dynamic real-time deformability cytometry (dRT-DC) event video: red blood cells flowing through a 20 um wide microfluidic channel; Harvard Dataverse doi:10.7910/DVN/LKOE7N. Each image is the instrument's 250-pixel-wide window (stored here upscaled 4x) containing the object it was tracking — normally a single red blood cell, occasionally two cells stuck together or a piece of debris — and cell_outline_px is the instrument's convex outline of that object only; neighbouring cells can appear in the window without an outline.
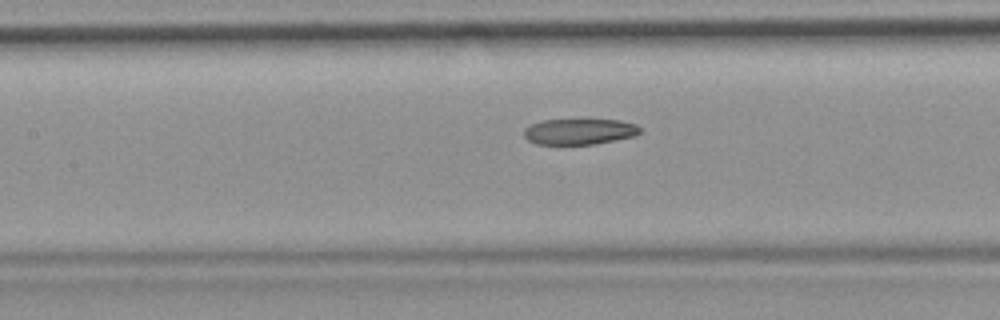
{"species": "common noctule bat (a hibernating species)", "species_latin": "Nyctalus noctula", "temperature_condition": "room temperature", "stored_images_in_passage": 35, "camera_frame_rate_fps": 3000, "um_per_image_px": 0.085, "animal": {"sex": "female", "body_mass_g": 19.9}, "frame": {"image": 1, "passage_image": 16, "time_ms": 5.0, "image_size_px": [1000, 320], "cell_outline_px": [[640, 132], [636, 136], [596, 144], [536, 144], [528, 140], [524, 136], [524, 128], [532, 124], [544, 120], [620, 120], [636, 124], [640, 128]], "centroid_in_image_um": [49.27, 11.19], "position_along_channel_um": 158.1, "area_um2": 17.46}}